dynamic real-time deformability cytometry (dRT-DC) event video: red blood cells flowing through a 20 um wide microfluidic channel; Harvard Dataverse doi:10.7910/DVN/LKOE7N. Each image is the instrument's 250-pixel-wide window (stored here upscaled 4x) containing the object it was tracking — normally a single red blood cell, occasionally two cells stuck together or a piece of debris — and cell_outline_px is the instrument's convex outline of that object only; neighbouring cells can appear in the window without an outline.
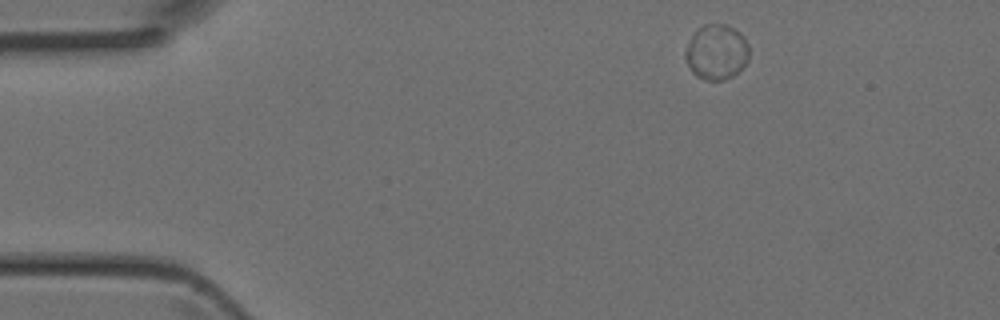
{"species": "Egyptian fruit bat (a non-hibernating species)", "species_latin": "Rousettus aegyptiacus", "temperature_condition": "room temperature", "stored_images_in_passage": 4, "camera_frame_rate_fps": 3000, "um_per_image_px": 0.085, "animal": {"sex": "female"}, "frame": {"image": 1, "passage_image": 1, "time_ms": 0.0, "image_size_px": [1000, 320], "cell_outline_px": [[748, 60], [732, 76], [724, 80], [704, 80], [696, 76], [692, 72], [684, 56], [684, 52], [696, 28], [704, 24], [724, 24], [740, 32], [744, 36], [748, 44]], "centroid_in_image_um": [60.88, 4.41], "position_along_channel_um": 24.1, "area_um2": 20.46}}